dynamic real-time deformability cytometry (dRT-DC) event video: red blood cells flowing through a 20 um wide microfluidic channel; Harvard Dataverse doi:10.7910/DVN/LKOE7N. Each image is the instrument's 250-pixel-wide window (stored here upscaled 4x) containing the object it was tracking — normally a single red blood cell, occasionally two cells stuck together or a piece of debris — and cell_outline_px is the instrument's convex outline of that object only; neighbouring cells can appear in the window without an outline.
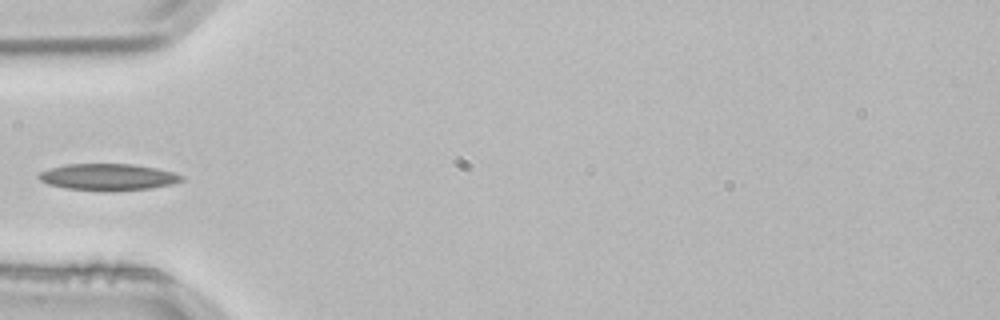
{"species": "common noctule bat (a hibernating species)", "species_latin": "Nyctalus noctula", "temperature_condition": "room temperature", "stored_images_in_passage": 3, "camera_frame_rate_fps": 3000, "um_per_image_px": 0.085, "animal": {"sex": "male", "body_mass_g": 21.5, "forearm_length_mm": 52.0}, "frame": {"image": 1, "passage_image": 3, "time_ms": 0.667, "image_size_px": [1000, 320], "cell_outline_px": [[184, 180], [172, 184], [152, 188], [64, 188], [48, 184], [40, 180], [36, 176], [40, 172], [64, 164], [136, 164], [156, 168], [172, 172], [184, 176]], "centroid_in_image_um": [9.19, 14.99], "position_along_channel_um": 75.8, "area_um2": 21.15}}